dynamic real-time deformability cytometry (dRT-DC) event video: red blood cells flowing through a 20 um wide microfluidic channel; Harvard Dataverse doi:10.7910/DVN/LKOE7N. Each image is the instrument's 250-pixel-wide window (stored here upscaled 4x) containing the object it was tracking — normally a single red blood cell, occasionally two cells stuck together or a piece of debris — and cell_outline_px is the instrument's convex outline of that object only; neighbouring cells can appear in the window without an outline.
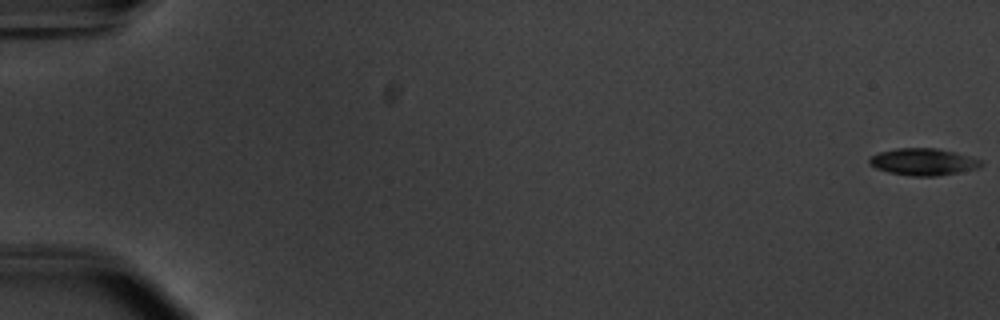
{"species": "common noctule bat (a hibernating species)", "species_latin": "Nyctalus noctula", "temperature_condition": "warm", "stored_images_in_passage": 17, "camera_frame_rate_fps": 3000, "um_per_image_px": 0.085, "animal": {"sex": "male", "body_mass_g": 20.1, "forearm_length_mm": 53.5}, "frame": {"image": 1, "passage_image": 1, "time_ms": 0.0, "image_size_px": [1000, 320], "cell_outline_px": [[984, 164], [980, 168], [960, 172], [936, 176], [912, 176], [888, 172], [876, 168], [868, 164], [868, 160], [872, 156], [880, 152], [896, 148], [936, 148], [956, 152], [984, 160]], "centroid_in_image_um": [78.53, 13.76], "position_along_channel_um": 6.5, "area_um2": 17.74}}
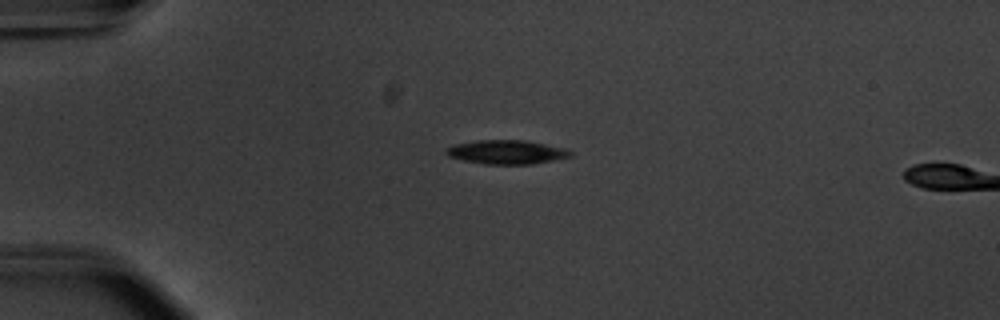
{"frame": {"image": 2, "passage_image": 15, "time_ms": 4.667, "image_size_px": [1000, 320], "cell_outline_px": [[572, 156], [532, 164], [484, 164], [464, 160], [448, 156], [444, 152], [444, 148], [456, 144], [476, 140], [524, 140], [568, 148], [572, 152]], "centroid_in_image_um": [43.06, 12.92], "position_along_channel_um": 41.9, "area_um2": 17.4}}